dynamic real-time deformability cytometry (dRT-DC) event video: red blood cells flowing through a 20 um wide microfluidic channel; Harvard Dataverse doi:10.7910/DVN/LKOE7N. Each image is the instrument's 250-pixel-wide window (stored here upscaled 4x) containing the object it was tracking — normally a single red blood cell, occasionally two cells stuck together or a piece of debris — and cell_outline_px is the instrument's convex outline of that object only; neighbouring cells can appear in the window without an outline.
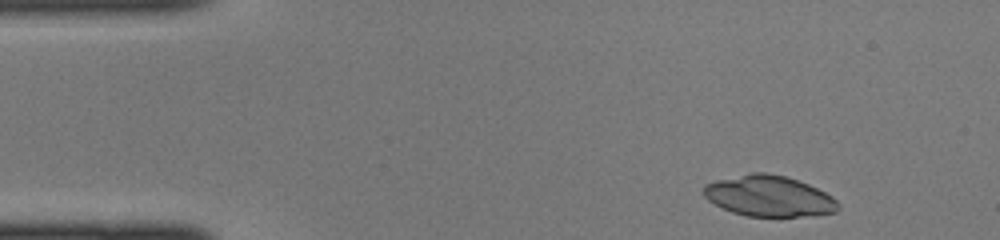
{"species": "common noctule bat (a hibernating species)", "species_latin": "Nyctalus noctula", "temperature_condition": "cold", "stored_images_in_passage": 41, "camera_frame_rate_fps": 3000, "um_per_image_px": 0.085, "animal": {"sex": "female", "body_mass_g": 22.0, "forearm_length_mm": 56.7}, "frame": {"image": 1, "passage_image": 2, "time_ms": 0.333, "image_size_px": [1000, 240], "cell_outline_px": [[840, 208], [836, 212], [816, 216], [748, 216], [732, 212], [708, 200], [704, 196], [704, 184], [716, 180], [752, 172], [764, 172], [784, 176], [808, 184], [832, 196], [836, 200]], "centroid_in_image_um": [65.38, 16.67], "position_along_channel_um": 19.6, "area_um2": 31.91}}